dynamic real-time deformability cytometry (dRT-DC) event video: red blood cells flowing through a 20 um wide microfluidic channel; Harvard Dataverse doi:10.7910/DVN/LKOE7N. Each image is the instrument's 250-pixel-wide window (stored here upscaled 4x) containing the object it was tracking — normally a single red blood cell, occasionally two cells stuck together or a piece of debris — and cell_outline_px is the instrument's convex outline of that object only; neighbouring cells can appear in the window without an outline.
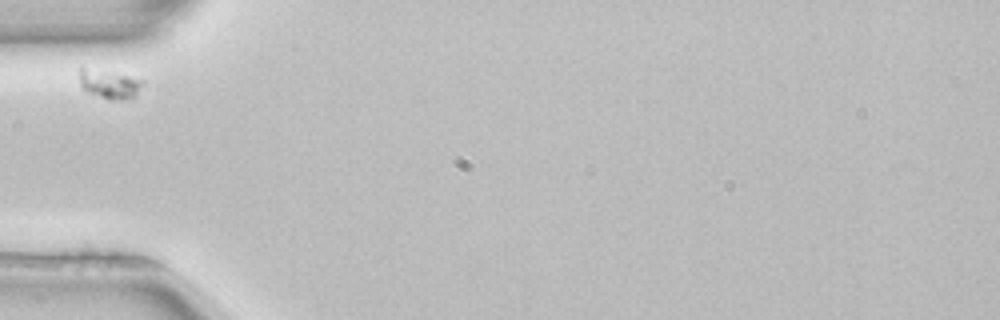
{"species": "common noctule bat (a hibernating species)", "species_latin": "Nyctalus noctula", "temperature_condition": "room temperature", "stored_images_in_passage": 28, "camera_frame_rate_fps": 3000, "um_per_image_px": 0.085, "animal": {"sex": "female", "body_mass_g": 22.7, "forearm_length_mm": 54.2}, "frame": {"image": 1, "passage_image": 1, "time_ms": 0.0, "image_size_px": [1000, 320], "cell_outline_px": [[144, 84], [136, 96], [132, 100], [108, 100], [84, 92], [80, 88], [80, 64], [144, 80]], "centroid_in_image_um": [9.26, 7.15], "position_along_channel_um": 75.7, "area_um2": 11.33}}